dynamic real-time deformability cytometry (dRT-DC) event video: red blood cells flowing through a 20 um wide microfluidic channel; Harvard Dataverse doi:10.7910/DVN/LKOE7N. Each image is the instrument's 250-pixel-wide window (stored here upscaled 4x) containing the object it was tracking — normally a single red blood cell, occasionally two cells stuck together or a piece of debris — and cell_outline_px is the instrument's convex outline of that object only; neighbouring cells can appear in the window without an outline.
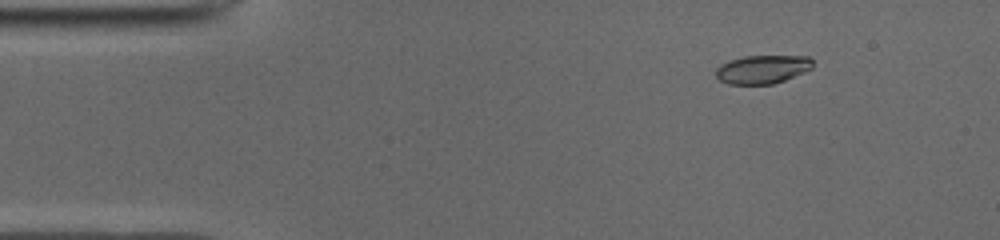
{"species": "common noctule bat (a hibernating species)", "species_latin": "Nyctalus noctula", "temperature_condition": "cold", "stored_images_in_passage": 45, "camera_frame_rate_fps": 3000, "um_per_image_px": 0.085, "animal": {"sex": "male", "body_mass_g": 19.0, "forearm_length_mm": 50.8}, "frame": {"image": 1, "passage_image": 1, "time_ms": 0.0, "image_size_px": [1000, 240], "cell_outline_px": [[812, 68], [804, 72], [784, 80], [772, 84], [728, 84], [720, 80], [716, 76], [716, 68], [720, 64], [728, 60], [744, 56], [808, 56], [812, 60]], "centroid_in_image_um": [64.78, 5.88], "position_along_channel_um": 20.2, "area_um2": 16.07}}
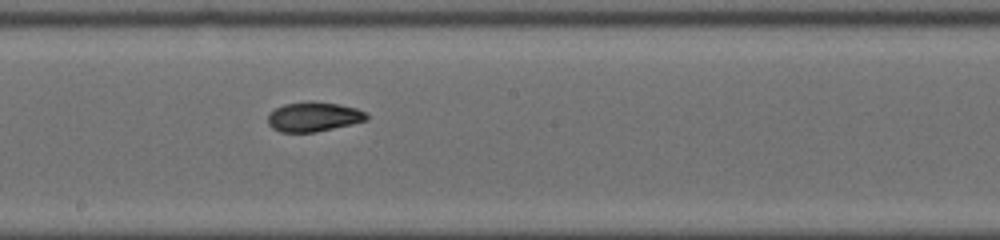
{"frame": {"image": 2, "passage_image": 22, "time_ms": 7.0, "image_size_px": [1000, 240], "cell_outline_px": [[368, 120], [352, 124], [316, 132], [280, 132], [272, 128], [268, 124], [268, 116], [276, 108], [284, 104], [312, 100], [340, 104], [356, 108], [364, 112], [368, 116]], "centroid_in_image_um": [26.66, 9.92], "position_along_channel_um": 221.5, "area_um2": 17.11}}
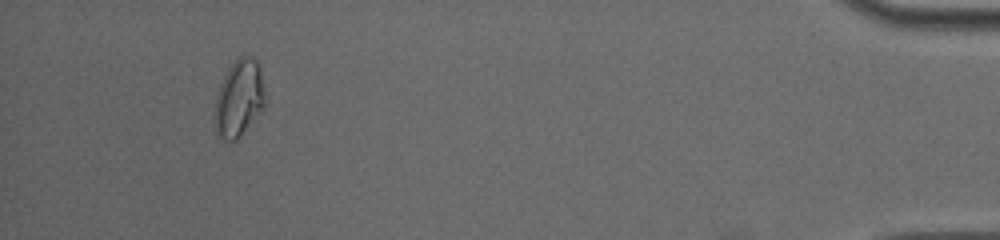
{"frame": {"image": 3, "passage_image": 42, "time_ms": 13.667, "image_size_px": [1000, 240], "cell_outline_px": [[264, 104], [240, 136], [236, 140], [224, 140], [216, 136], [216, 96], [224, 76], [228, 68], [240, 56], [252, 56], [256, 60], [260, 68], [264, 96]], "centroid_in_image_um": [20.3, 8.34], "position_along_channel_um": 414.9, "area_um2": 21.73}, "authors_computed_cell_mechanics": {"area_um2": 16.8776, "velocity_mm_per_s": 3.9575, "shape_relaxation_time_tau1_ms": 4.8572, "shape_relaxation_time_tau2_ms": 2.2234, "deformation_change_tau1": 0.1617, "deformation_change_tau2": 0.0716}}